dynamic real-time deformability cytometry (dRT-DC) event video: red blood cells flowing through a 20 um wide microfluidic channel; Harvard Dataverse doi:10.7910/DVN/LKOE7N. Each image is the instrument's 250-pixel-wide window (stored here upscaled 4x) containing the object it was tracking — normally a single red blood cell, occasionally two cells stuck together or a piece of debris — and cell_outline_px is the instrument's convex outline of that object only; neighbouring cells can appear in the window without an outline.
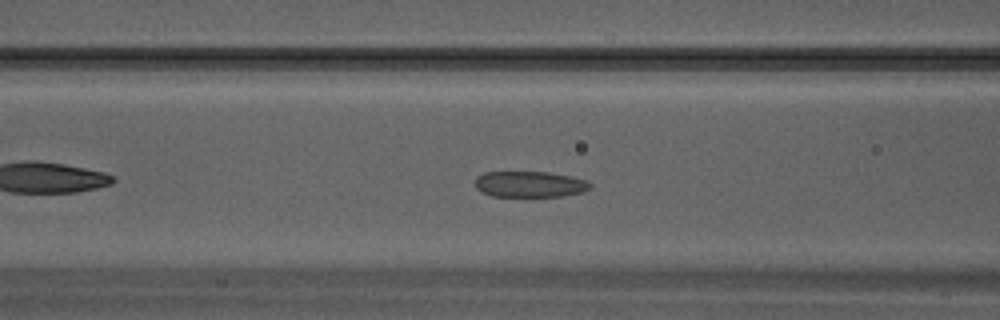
{"species": "Egyptian fruit bat (a non-hibernating species)", "species_latin": "Rousettus aegyptiacus", "temperature_condition": "warm", "stored_images_in_passage": 25, "camera_frame_rate_fps": 3000, "um_per_image_px": 0.085, "animal": {"sex": "male"}, "frame": {"image": 1, "passage_image": 6, "time_ms": 1.667, "image_size_px": [1000, 320], "cell_outline_px": [[592, 184], [584, 192], [564, 196], [492, 196], [476, 188], [476, 176], [484, 172], [548, 172], [568, 176], [584, 180]], "centroid_in_image_um": [45.01, 15.66], "position_along_channel_um": 121.6, "area_um2": 17.22}}
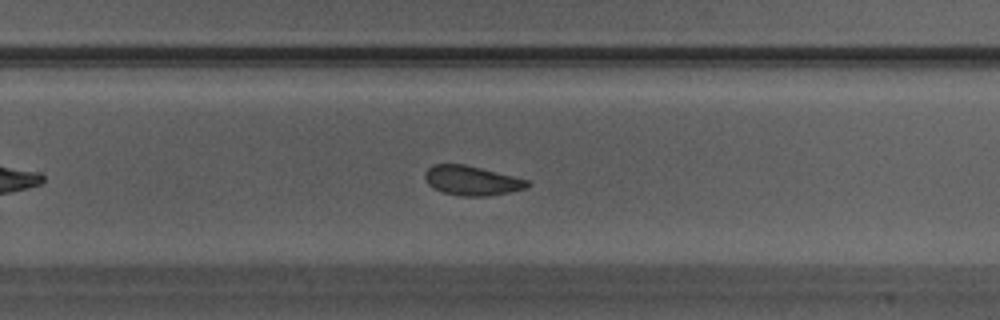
{"frame": {"image": 2, "passage_image": 14, "time_ms": 4.333, "image_size_px": [1000, 320], "cell_outline_px": [[532, 184], [524, 188], [508, 192], [488, 196], [464, 196], [444, 192], [432, 188], [428, 184], [424, 176], [424, 172], [432, 164], [464, 164], [528, 180]], "centroid_in_image_um": [40.06, 15.34], "position_along_channel_um": 289.7, "area_um2": 17.4}}
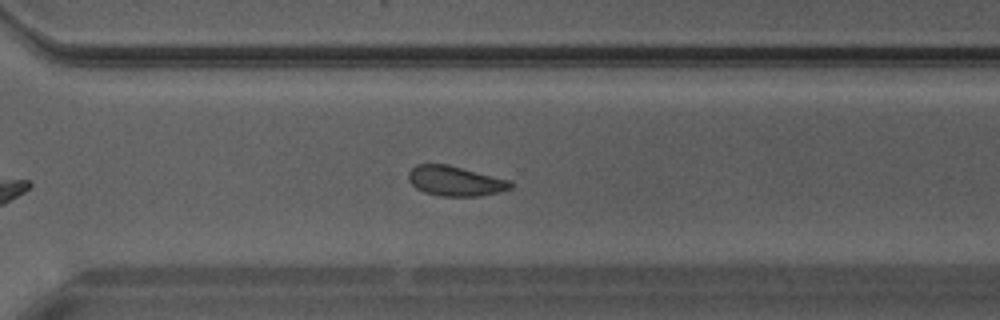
{"frame": {"image": 3, "passage_image": 16, "time_ms": 5.0, "image_size_px": [1000, 320], "cell_outline_px": [[512, 188], [480, 196], [440, 196], [424, 192], [416, 188], [408, 180], [408, 172], [416, 164], [448, 164], [508, 180], [512, 184]], "centroid_in_image_um": [38.64, 15.38], "position_along_channel_um": 332.0, "area_um2": 17.63}}